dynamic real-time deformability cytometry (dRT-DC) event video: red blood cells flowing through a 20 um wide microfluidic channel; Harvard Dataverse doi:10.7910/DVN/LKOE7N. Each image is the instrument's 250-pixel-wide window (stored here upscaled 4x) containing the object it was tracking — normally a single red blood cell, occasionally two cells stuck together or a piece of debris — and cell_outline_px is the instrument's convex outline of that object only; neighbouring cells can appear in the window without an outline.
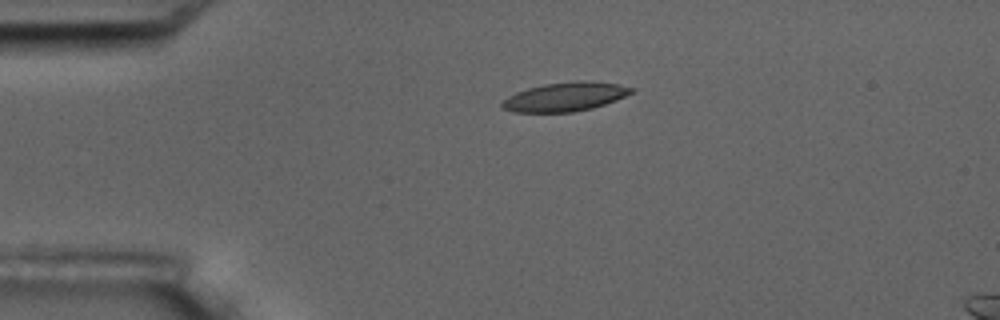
{"species": "common noctule bat (a hibernating species)", "species_latin": "Nyctalus noctula", "temperature_condition": "room temperature", "stored_images_in_passage": 5, "camera_frame_rate_fps": 3000, "um_per_image_px": 0.085, "animal": {"sex": "male", "body_mass_g": 17.5, "forearm_length_mm": 52.3}, "frame": {"image": 1, "passage_image": 3, "time_ms": 3.0, "image_size_px": [1000, 320], "cell_outline_px": [[636, 88], [632, 92], [616, 100], [592, 108], [572, 112], [512, 112], [500, 108], [500, 104], [508, 96], [516, 92], [528, 88], [544, 84], [576, 80], [592, 80], [620, 84]], "centroid_in_image_um": [48.03, 8.21], "position_along_channel_um": 37.0, "area_um2": 22.02}}